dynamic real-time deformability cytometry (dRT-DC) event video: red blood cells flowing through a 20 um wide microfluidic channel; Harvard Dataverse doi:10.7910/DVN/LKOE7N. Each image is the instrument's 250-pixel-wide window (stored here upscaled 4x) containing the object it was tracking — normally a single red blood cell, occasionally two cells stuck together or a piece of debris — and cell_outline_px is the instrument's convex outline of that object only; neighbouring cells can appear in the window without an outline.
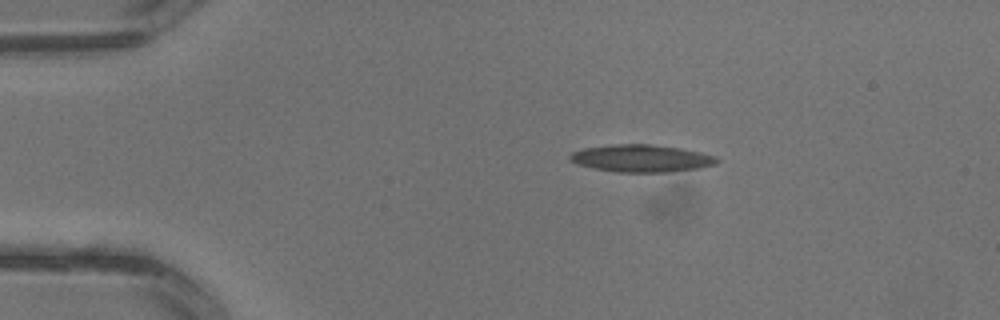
{"species": "common noctule bat (a hibernating species)", "species_latin": "Nyctalus noctula", "temperature_condition": "warm", "stored_images_in_passage": 2, "camera_frame_rate_fps": 3000, "um_per_image_px": 0.085, "animal": {"sex": "male", "body_mass_g": 13.3}, "frame": {"image": 1, "passage_image": 2, "time_ms": 0.333, "image_size_px": [1000, 320], "cell_outline_px": [[720, 160], [716, 164], [700, 168], [668, 172], [620, 172], [596, 168], [580, 164], [568, 160], [568, 156], [572, 152], [584, 148], [616, 144], [652, 144], [680, 148], [700, 152], [716, 156]], "centroid_in_image_um": [54.56, 13.45], "position_along_channel_um": 30.4, "area_um2": 23.29}}